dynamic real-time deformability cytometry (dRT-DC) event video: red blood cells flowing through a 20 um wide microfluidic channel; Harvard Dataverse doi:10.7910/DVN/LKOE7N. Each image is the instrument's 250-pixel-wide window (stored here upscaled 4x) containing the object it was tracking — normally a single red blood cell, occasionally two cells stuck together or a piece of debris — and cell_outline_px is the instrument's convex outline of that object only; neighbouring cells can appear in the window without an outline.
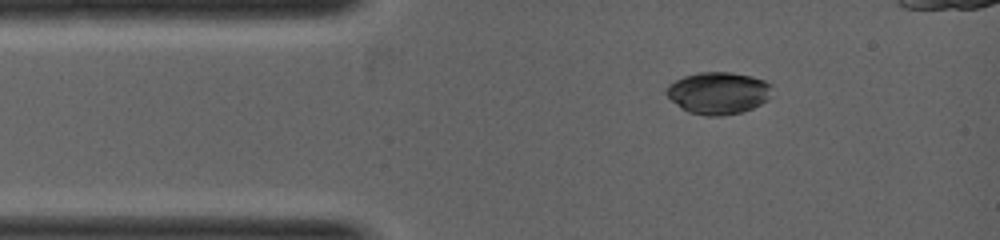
{"species": "common noctule bat (a hibernating species)", "species_latin": "Nyctalus noctula", "temperature_condition": "warm", "stored_images_in_passage": 2, "camera_frame_rate_fps": 5000, "um_per_image_px": 0.085, "animal": {"sex": "female", "body_mass_g": 19.0, "forearm_length_mm": 53.3}, "frame": {"image": 1, "passage_image": 1, "time_ms": 0.0, "image_size_px": [1000, 240], "cell_outline_px": [[772, 96], [768, 100], [752, 108], [740, 112], [720, 116], [704, 116], [688, 112], [680, 108], [664, 92], [668, 84], [684, 76], [700, 72], [732, 72], [752, 76], [764, 80], [772, 84]], "centroid_in_image_um": [61.07, 7.9], "position_along_channel_um": 23.9, "area_um2": 26.18}}
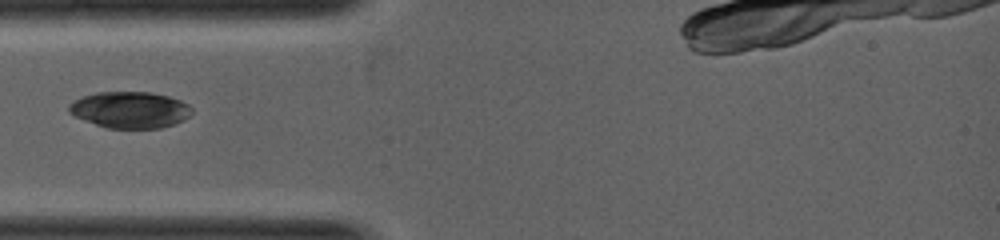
{"frame": {"image": 2, "passage_image": 2, "time_ms": 1.0, "image_size_px": [1000, 240], "cell_outline_px": [[192, 112], [184, 120], [176, 124], [160, 128], [108, 128], [84, 120], [68, 112], [68, 104], [84, 96], [96, 92], [152, 92], [168, 96], [180, 100], [188, 104], [192, 108]], "centroid_in_image_um": [11.07, 9.33], "position_along_channel_um": 73.9, "area_um2": 26.07}}